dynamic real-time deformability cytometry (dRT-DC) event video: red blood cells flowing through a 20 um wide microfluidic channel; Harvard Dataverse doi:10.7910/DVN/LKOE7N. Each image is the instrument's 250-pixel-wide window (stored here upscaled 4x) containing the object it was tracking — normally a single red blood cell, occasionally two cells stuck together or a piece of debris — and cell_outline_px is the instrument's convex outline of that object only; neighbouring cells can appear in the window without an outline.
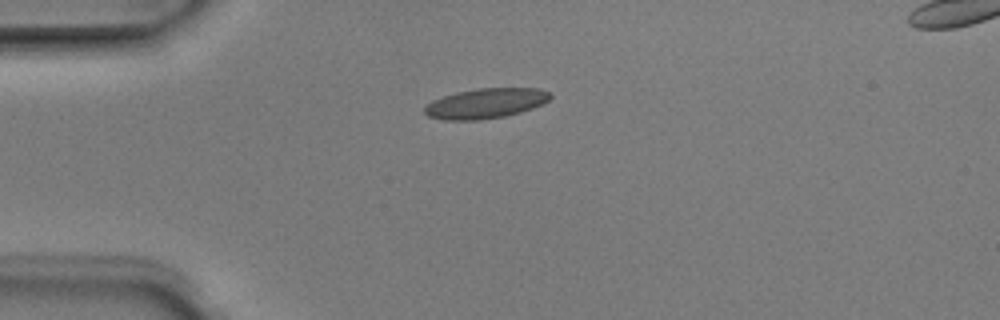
{"species": "Egyptian fruit bat (a non-hibernating species)", "species_latin": "Rousettus aegyptiacus", "temperature_condition": "room temperature", "stored_images_in_passage": 1, "camera_frame_rate_fps": 3000, "um_per_image_px": 0.085, "animal": {"sex": "male"}, "frame": {"image": 1, "passage_image": 1, "time_ms": 0.0, "image_size_px": [1000, 320], "cell_outline_px": [[552, 96], [548, 100], [532, 108], [520, 112], [504, 116], [480, 120], [444, 120], [428, 116], [424, 112], [424, 104], [432, 100], [456, 92], [476, 88], [540, 88], [548, 92]], "centroid_in_image_um": [41.23, 8.78], "position_along_channel_um": 43.8, "area_um2": 22.02}}